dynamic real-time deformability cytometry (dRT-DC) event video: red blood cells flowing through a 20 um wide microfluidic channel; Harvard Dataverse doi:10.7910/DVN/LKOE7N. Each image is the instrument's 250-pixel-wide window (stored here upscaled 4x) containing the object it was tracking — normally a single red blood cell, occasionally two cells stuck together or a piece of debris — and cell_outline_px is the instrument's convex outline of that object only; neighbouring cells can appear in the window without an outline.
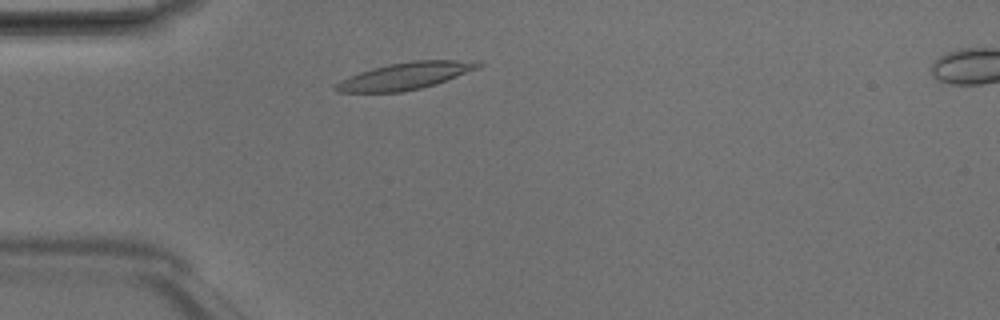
{"species": "Egyptian fruit bat (a non-hibernating species)", "species_latin": "Rousettus aegyptiacus", "temperature_condition": "room temperature", "stored_images_in_passage": 41, "camera_frame_rate_fps": 3000, "um_per_image_px": 0.085, "animal": {"sex": "male"}, "frame": {"image": 1, "passage_image": 6, "time_ms": 1.667, "image_size_px": [1000, 320], "cell_outline_px": [[484, 64], [480, 68], [436, 84], [420, 88], [400, 92], [336, 92], [332, 88], [340, 80], [360, 72], [372, 68], [388, 64], [412, 60], [480, 60]], "centroid_in_image_um": [34.5, 6.44], "position_along_channel_um": 50.5, "area_um2": 22.6}}
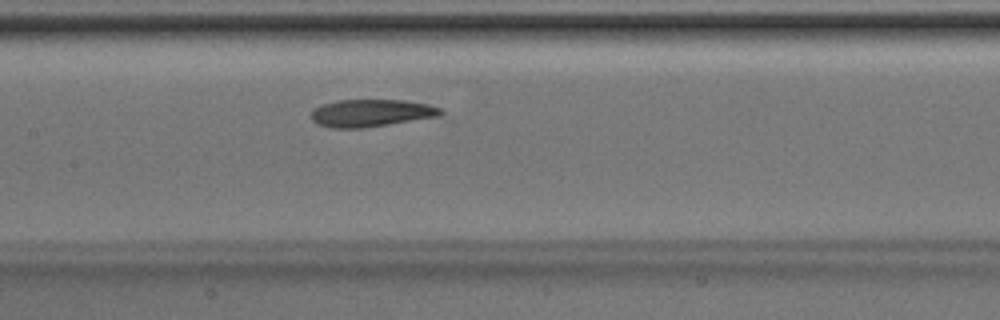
{"frame": {"image": 2, "passage_image": 16, "time_ms": 5.0, "image_size_px": [1000, 320], "cell_outline_px": [[444, 112], [440, 116], [364, 128], [332, 128], [316, 124], [312, 120], [312, 112], [316, 108], [324, 104], [340, 100], [404, 100], [428, 104], [440, 108]], "centroid_in_image_um": [31.57, 9.61], "position_along_channel_um": 175.8, "area_um2": 20.58}}
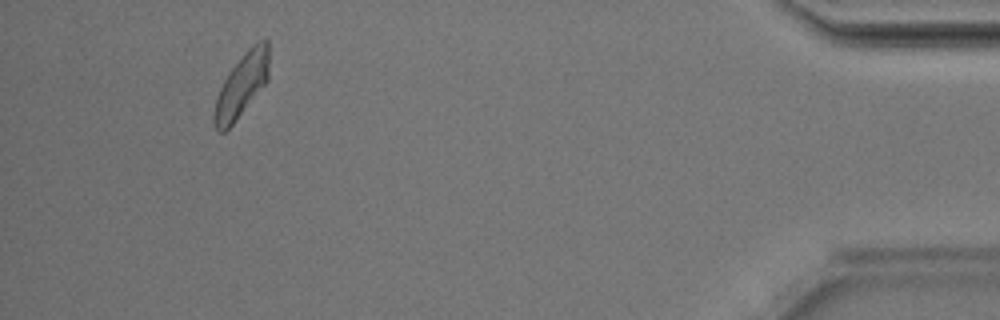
{"frame": {"image": 3, "passage_image": 38, "time_ms": 12.333, "image_size_px": [1000, 320], "cell_outline_px": [[268, 80], [236, 120], [224, 132], [220, 132], [216, 128], [212, 120], [212, 116], [216, 96], [228, 72], [248, 48], [260, 40], [268, 40]], "centroid_in_image_um": [20.51, 7.26], "position_along_channel_um": 414.7, "area_um2": 20.06}, "authors_computed_cell_mechanics": {"area_um2": 20.5768, "velocity_mm_per_s": 4.1391, "shape_relaxation_time_tau1_ms": 4.4994, "shape_relaxation_time_tau2_ms": 4.7878, "deformation_change_tau1": 0.1537, "deformation_change_tau2": 0.1278}}